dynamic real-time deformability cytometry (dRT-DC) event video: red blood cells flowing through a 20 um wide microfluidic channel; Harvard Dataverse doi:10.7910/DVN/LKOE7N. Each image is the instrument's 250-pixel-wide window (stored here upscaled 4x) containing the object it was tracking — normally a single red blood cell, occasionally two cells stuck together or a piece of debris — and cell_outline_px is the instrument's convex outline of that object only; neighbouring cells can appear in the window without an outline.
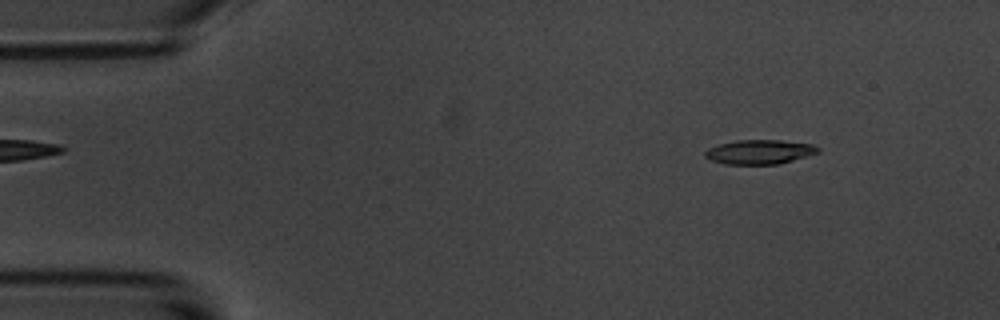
{"species": "common noctule bat (a hibernating species)", "species_latin": "Nyctalus noctula", "temperature_condition": "room temperature", "stored_images_in_passage": 3, "camera_frame_rate_fps": 3000, "um_per_image_px": 0.085, "animal": {"sex": "male", "body_mass_g": 20.1, "forearm_length_mm": 53.5}, "frame": {"image": 1, "passage_image": 1, "time_ms": 0.0, "image_size_px": [1000, 320], "cell_outline_px": [[820, 152], [780, 164], [724, 164], [712, 160], [704, 156], [704, 152], [708, 148], [720, 144], [736, 140], [780, 140], [812, 144], [820, 148]], "centroid_in_image_um": [64.57, 12.91], "position_along_channel_um": 20.4, "area_um2": 16.01}}
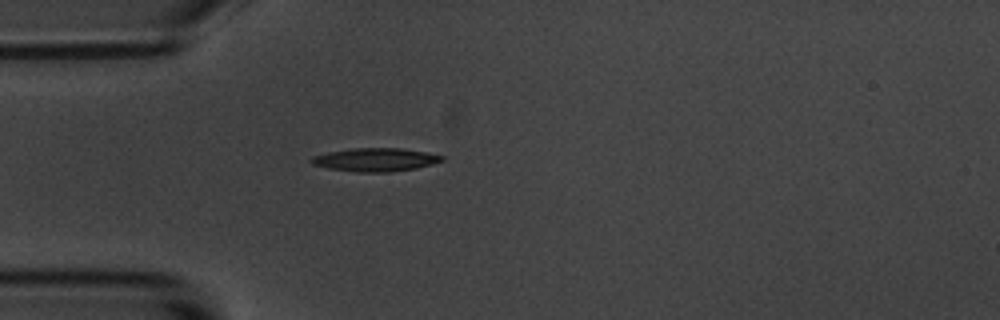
{"frame": {"image": 2, "passage_image": 3, "time_ms": 3.0, "image_size_px": [1000, 320], "cell_outline_px": [[444, 160], [432, 164], [416, 168], [388, 172], [356, 172], [328, 168], [312, 164], [308, 160], [312, 156], [328, 152], [352, 148], [400, 148], [424, 152], [444, 156]], "centroid_in_image_um": [31.87, 13.57], "position_along_channel_um": 53.1, "area_um2": 17.69}}